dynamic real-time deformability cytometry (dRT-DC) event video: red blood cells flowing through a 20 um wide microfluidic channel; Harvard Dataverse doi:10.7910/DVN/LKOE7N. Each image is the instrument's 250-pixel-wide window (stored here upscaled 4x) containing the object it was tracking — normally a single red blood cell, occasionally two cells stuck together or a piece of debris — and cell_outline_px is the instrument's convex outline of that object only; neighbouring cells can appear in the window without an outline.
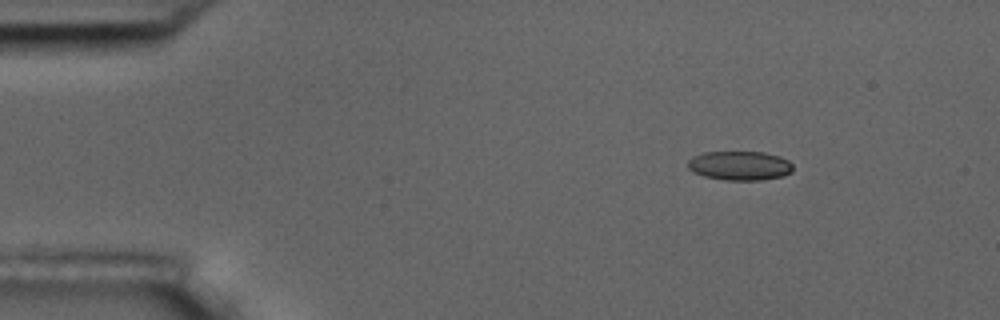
{"species": "common noctule bat (a hibernating species)", "species_latin": "Nyctalus noctula", "temperature_condition": "room temperature", "stored_images_in_passage": 4, "camera_frame_rate_fps": 3000, "um_per_image_px": 0.085, "animal": {"sex": "male", "body_mass_g": 17.5, "forearm_length_mm": 52.3}, "frame": {"image": 1, "passage_image": 1, "time_ms": 0.0, "image_size_px": [1000, 320], "cell_outline_px": [[792, 172], [784, 176], [760, 180], [724, 180], [704, 176], [692, 172], [688, 168], [688, 160], [692, 156], [704, 152], [764, 152], [780, 156], [788, 160], [792, 164]], "centroid_in_image_um": [62.87, 14.08], "position_along_channel_um": 22.1, "area_um2": 18.03}}
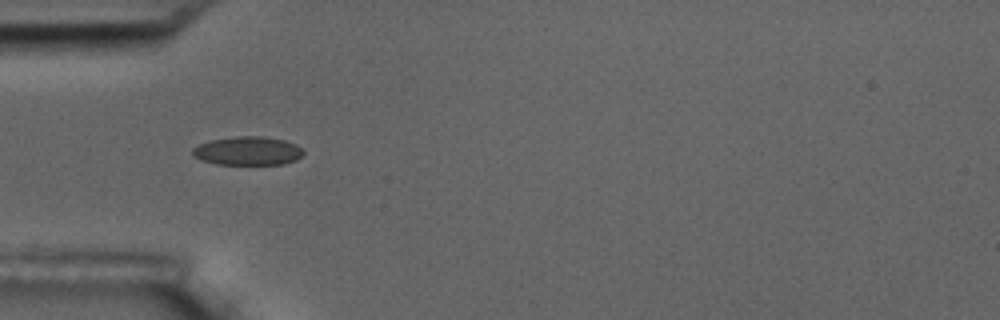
{"frame": {"image": 2, "passage_image": 4, "time_ms": 3.333, "image_size_px": [1000, 320], "cell_outline_px": [[304, 152], [296, 160], [284, 164], [216, 164], [200, 160], [192, 156], [192, 148], [208, 140], [236, 136], [264, 136], [284, 140], [296, 144]], "centroid_in_image_um": [21.02, 12.82], "position_along_channel_um": 64.0, "area_um2": 18.61}}